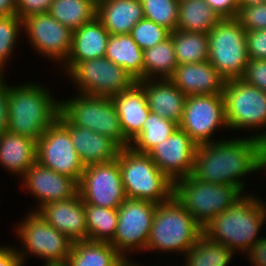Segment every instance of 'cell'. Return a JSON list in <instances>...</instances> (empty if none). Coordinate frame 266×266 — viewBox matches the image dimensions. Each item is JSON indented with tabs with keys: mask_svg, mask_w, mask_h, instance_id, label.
Wrapping results in <instances>:
<instances>
[{
	"mask_svg": "<svg viewBox=\"0 0 266 266\" xmlns=\"http://www.w3.org/2000/svg\"><path fill=\"white\" fill-rule=\"evenodd\" d=\"M266 169V136L261 139V170Z\"/></svg>",
	"mask_w": 266,
	"mask_h": 266,
	"instance_id": "48",
	"label": "cell"
},
{
	"mask_svg": "<svg viewBox=\"0 0 266 266\" xmlns=\"http://www.w3.org/2000/svg\"><path fill=\"white\" fill-rule=\"evenodd\" d=\"M197 144L179 127L166 140L147 154L157 167L174 183L192 175Z\"/></svg>",
	"mask_w": 266,
	"mask_h": 266,
	"instance_id": "17",
	"label": "cell"
},
{
	"mask_svg": "<svg viewBox=\"0 0 266 266\" xmlns=\"http://www.w3.org/2000/svg\"><path fill=\"white\" fill-rule=\"evenodd\" d=\"M205 2L223 18H236L239 0H205Z\"/></svg>",
	"mask_w": 266,
	"mask_h": 266,
	"instance_id": "43",
	"label": "cell"
},
{
	"mask_svg": "<svg viewBox=\"0 0 266 266\" xmlns=\"http://www.w3.org/2000/svg\"><path fill=\"white\" fill-rule=\"evenodd\" d=\"M109 36L110 33L97 17L74 30L71 50L64 62L66 72L80 61L105 57Z\"/></svg>",
	"mask_w": 266,
	"mask_h": 266,
	"instance_id": "23",
	"label": "cell"
},
{
	"mask_svg": "<svg viewBox=\"0 0 266 266\" xmlns=\"http://www.w3.org/2000/svg\"><path fill=\"white\" fill-rule=\"evenodd\" d=\"M242 195L232 185L199 181L192 175L174 182L173 197L191 213L202 228Z\"/></svg>",
	"mask_w": 266,
	"mask_h": 266,
	"instance_id": "7",
	"label": "cell"
},
{
	"mask_svg": "<svg viewBox=\"0 0 266 266\" xmlns=\"http://www.w3.org/2000/svg\"><path fill=\"white\" fill-rule=\"evenodd\" d=\"M124 137L131 142L142 130L151 112L143 88L136 82L130 89L112 97Z\"/></svg>",
	"mask_w": 266,
	"mask_h": 266,
	"instance_id": "24",
	"label": "cell"
},
{
	"mask_svg": "<svg viewBox=\"0 0 266 266\" xmlns=\"http://www.w3.org/2000/svg\"><path fill=\"white\" fill-rule=\"evenodd\" d=\"M145 19L162 25L171 32L177 29L179 0H141Z\"/></svg>",
	"mask_w": 266,
	"mask_h": 266,
	"instance_id": "36",
	"label": "cell"
},
{
	"mask_svg": "<svg viewBox=\"0 0 266 266\" xmlns=\"http://www.w3.org/2000/svg\"><path fill=\"white\" fill-rule=\"evenodd\" d=\"M60 113L75 126L109 137L121 149L130 146L112 97L81 93L65 102L60 101Z\"/></svg>",
	"mask_w": 266,
	"mask_h": 266,
	"instance_id": "6",
	"label": "cell"
},
{
	"mask_svg": "<svg viewBox=\"0 0 266 266\" xmlns=\"http://www.w3.org/2000/svg\"><path fill=\"white\" fill-rule=\"evenodd\" d=\"M236 19L246 31L266 29V3L240 6Z\"/></svg>",
	"mask_w": 266,
	"mask_h": 266,
	"instance_id": "39",
	"label": "cell"
},
{
	"mask_svg": "<svg viewBox=\"0 0 266 266\" xmlns=\"http://www.w3.org/2000/svg\"><path fill=\"white\" fill-rule=\"evenodd\" d=\"M208 61L225 80L242 77L249 57L246 30L236 18H223L208 32Z\"/></svg>",
	"mask_w": 266,
	"mask_h": 266,
	"instance_id": "8",
	"label": "cell"
},
{
	"mask_svg": "<svg viewBox=\"0 0 266 266\" xmlns=\"http://www.w3.org/2000/svg\"><path fill=\"white\" fill-rule=\"evenodd\" d=\"M170 33L166 27L144 18L132 28L130 35L136 44L145 50L167 39Z\"/></svg>",
	"mask_w": 266,
	"mask_h": 266,
	"instance_id": "38",
	"label": "cell"
},
{
	"mask_svg": "<svg viewBox=\"0 0 266 266\" xmlns=\"http://www.w3.org/2000/svg\"><path fill=\"white\" fill-rule=\"evenodd\" d=\"M35 211L71 241L88 240L84 202L78 193L67 200L47 203Z\"/></svg>",
	"mask_w": 266,
	"mask_h": 266,
	"instance_id": "19",
	"label": "cell"
},
{
	"mask_svg": "<svg viewBox=\"0 0 266 266\" xmlns=\"http://www.w3.org/2000/svg\"><path fill=\"white\" fill-rule=\"evenodd\" d=\"M24 262L15 248L0 246V266H23Z\"/></svg>",
	"mask_w": 266,
	"mask_h": 266,
	"instance_id": "46",
	"label": "cell"
},
{
	"mask_svg": "<svg viewBox=\"0 0 266 266\" xmlns=\"http://www.w3.org/2000/svg\"><path fill=\"white\" fill-rule=\"evenodd\" d=\"M120 266H139L138 264L136 265L134 262L132 263L129 261V259H126Z\"/></svg>",
	"mask_w": 266,
	"mask_h": 266,
	"instance_id": "51",
	"label": "cell"
},
{
	"mask_svg": "<svg viewBox=\"0 0 266 266\" xmlns=\"http://www.w3.org/2000/svg\"><path fill=\"white\" fill-rule=\"evenodd\" d=\"M23 185L39 199V208L51 202L67 200L78 193V182L68 175L34 163L22 176Z\"/></svg>",
	"mask_w": 266,
	"mask_h": 266,
	"instance_id": "18",
	"label": "cell"
},
{
	"mask_svg": "<svg viewBox=\"0 0 266 266\" xmlns=\"http://www.w3.org/2000/svg\"><path fill=\"white\" fill-rule=\"evenodd\" d=\"M0 75V134L8 131V86Z\"/></svg>",
	"mask_w": 266,
	"mask_h": 266,
	"instance_id": "44",
	"label": "cell"
},
{
	"mask_svg": "<svg viewBox=\"0 0 266 266\" xmlns=\"http://www.w3.org/2000/svg\"><path fill=\"white\" fill-rule=\"evenodd\" d=\"M126 259V257L121 256L112 266H120Z\"/></svg>",
	"mask_w": 266,
	"mask_h": 266,
	"instance_id": "52",
	"label": "cell"
},
{
	"mask_svg": "<svg viewBox=\"0 0 266 266\" xmlns=\"http://www.w3.org/2000/svg\"><path fill=\"white\" fill-rule=\"evenodd\" d=\"M105 57L124 68L136 81L143 80V50L130 34H110Z\"/></svg>",
	"mask_w": 266,
	"mask_h": 266,
	"instance_id": "27",
	"label": "cell"
},
{
	"mask_svg": "<svg viewBox=\"0 0 266 266\" xmlns=\"http://www.w3.org/2000/svg\"><path fill=\"white\" fill-rule=\"evenodd\" d=\"M223 98L228 129L266 127V93L242 79L226 80Z\"/></svg>",
	"mask_w": 266,
	"mask_h": 266,
	"instance_id": "10",
	"label": "cell"
},
{
	"mask_svg": "<svg viewBox=\"0 0 266 266\" xmlns=\"http://www.w3.org/2000/svg\"><path fill=\"white\" fill-rule=\"evenodd\" d=\"M38 83L8 86V131L38 140L57 119L60 102Z\"/></svg>",
	"mask_w": 266,
	"mask_h": 266,
	"instance_id": "2",
	"label": "cell"
},
{
	"mask_svg": "<svg viewBox=\"0 0 266 266\" xmlns=\"http://www.w3.org/2000/svg\"><path fill=\"white\" fill-rule=\"evenodd\" d=\"M96 17L112 35L130 34L145 18L141 0H97Z\"/></svg>",
	"mask_w": 266,
	"mask_h": 266,
	"instance_id": "25",
	"label": "cell"
},
{
	"mask_svg": "<svg viewBox=\"0 0 266 266\" xmlns=\"http://www.w3.org/2000/svg\"><path fill=\"white\" fill-rule=\"evenodd\" d=\"M88 228V240L111 242L114 238L118 209L104 208L91 204H84Z\"/></svg>",
	"mask_w": 266,
	"mask_h": 266,
	"instance_id": "35",
	"label": "cell"
},
{
	"mask_svg": "<svg viewBox=\"0 0 266 266\" xmlns=\"http://www.w3.org/2000/svg\"><path fill=\"white\" fill-rule=\"evenodd\" d=\"M266 136V131H263V133H259V135L258 134H256V138H258V139H262V138H264Z\"/></svg>",
	"mask_w": 266,
	"mask_h": 266,
	"instance_id": "53",
	"label": "cell"
},
{
	"mask_svg": "<svg viewBox=\"0 0 266 266\" xmlns=\"http://www.w3.org/2000/svg\"><path fill=\"white\" fill-rule=\"evenodd\" d=\"M228 129L223 94L187 96L179 128L197 144L214 142V131Z\"/></svg>",
	"mask_w": 266,
	"mask_h": 266,
	"instance_id": "14",
	"label": "cell"
},
{
	"mask_svg": "<svg viewBox=\"0 0 266 266\" xmlns=\"http://www.w3.org/2000/svg\"><path fill=\"white\" fill-rule=\"evenodd\" d=\"M79 93L113 97L130 89L137 81L106 57L78 62L68 73Z\"/></svg>",
	"mask_w": 266,
	"mask_h": 266,
	"instance_id": "9",
	"label": "cell"
},
{
	"mask_svg": "<svg viewBox=\"0 0 266 266\" xmlns=\"http://www.w3.org/2000/svg\"><path fill=\"white\" fill-rule=\"evenodd\" d=\"M137 83L144 90L150 111L179 125L187 96L170 79H147Z\"/></svg>",
	"mask_w": 266,
	"mask_h": 266,
	"instance_id": "22",
	"label": "cell"
},
{
	"mask_svg": "<svg viewBox=\"0 0 266 266\" xmlns=\"http://www.w3.org/2000/svg\"><path fill=\"white\" fill-rule=\"evenodd\" d=\"M202 227L175 198L157 204L146 250L185 253L202 236Z\"/></svg>",
	"mask_w": 266,
	"mask_h": 266,
	"instance_id": "4",
	"label": "cell"
},
{
	"mask_svg": "<svg viewBox=\"0 0 266 266\" xmlns=\"http://www.w3.org/2000/svg\"><path fill=\"white\" fill-rule=\"evenodd\" d=\"M17 15L16 0H0V16Z\"/></svg>",
	"mask_w": 266,
	"mask_h": 266,
	"instance_id": "47",
	"label": "cell"
},
{
	"mask_svg": "<svg viewBox=\"0 0 266 266\" xmlns=\"http://www.w3.org/2000/svg\"><path fill=\"white\" fill-rule=\"evenodd\" d=\"M240 79L266 93V59H249Z\"/></svg>",
	"mask_w": 266,
	"mask_h": 266,
	"instance_id": "40",
	"label": "cell"
},
{
	"mask_svg": "<svg viewBox=\"0 0 266 266\" xmlns=\"http://www.w3.org/2000/svg\"><path fill=\"white\" fill-rule=\"evenodd\" d=\"M170 35L177 64L201 63L208 60V34L176 29Z\"/></svg>",
	"mask_w": 266,
	"mask_h": 266,
	"instance_id": "32",
	"label": "cell"
},
{
	"mask_svg": "<svg viewBox=\"0 0 266 266\" xmlns=\"http://www.w3.org/2000/svg\"><path fill=\"white\" fill-rule=\"evenodd\" d=\"M117 160L127 198L160 204L173 197L174 183L146 153L120 149Z\"/></svg>",
	"mask_w": 266,
	"mask_h": 266,
	"instance_id": "5",
	"label": "cell"
},
{
	"mask_svg": "<svg viewBox=\"0 0 266 266\" xmlns=\"http://www.w3.org/2000/svg\"><path fill=\"white\" fill-rule=\"evenodd\" d=\"M221 19L205 0H179L177 30L208 34Z\"/></svg>",
	"mask_w": 266,
	"mask_h": 266,
	"instance_id": "28",
	"label": "cell"
},
{
	"mask_svg": "<svg viewBox=\"0 0 266 266\" xmlns=\"http://www.w3.org/2000/svg\"><path fill=\"white\" fill-rule=\"evenodd\" d=\"M249 59H266V29L246 31Z\"/></svg>",
	"mask_w": 266,
	"mask_h": 266,
	"instance_id": "41",
	"label": "cell"
},
{
	"mask_svg": "<svg viewBox=\"0 0 266 266\" xmlns=\"http://www.w3.org/2000/svg\"><path fill=\"white\" fill-rule=\"evenodd\" d=\"M260 169L261 139L252 135L198 145L192 176L199 181L232 185L244 195L245 184L240 179Z\"/></svg>",
	"mask_w": 266,
	"mask_h": 266,
	"instance_id": "1",
	"label": "cell"
},
{
	"mask_svg": "<svg viewBox=\"0 0 266 266\" xmlns=\"http://www.w3.org/2000/svg\"><path fill=\"white\" fill-rule=\"evenodd\" d=\"M31 212L17 226L18 237L26 248L17 251L23 261L29 252L45 259V263L67 261L73 241L50 225L37 211Z\"/></svg>",
	"mask_w": 266,
	"mask_h": 266,
	"instance_id": "11",
	"label": "cell"
},
{
	"mask_svg": "<svg viewBox=\"0 0 266 266\" xmlns=\"http://www.w3.org/2000/svg\"><path fill=\"white\" fill-rule=\"evenodd\" d=\"M265 220L261 200L255 195L245 194L202 230L207 239L223 243L235 253L236 250L248 253L262 238L257 235Z\"/></svg>",
	"mask_w": 266,
	"mask_h": 266,
	"instance_id": "3",
	"label": "cell"
},
{
	"mask_svg": "<svg viewBox=\"0 0 266 266\" xmlns=\"http://www.w3.org/2000/svg\"><path fill=\"white\" fill-rule=\"evenodd\" d=\"M37 162L77 182L85 168L74 149L69 130L58 119L37 140Z\"/></svg>",
	"mask_w": 266,
	"mask_h": 266,
	"instance_id": "15",
	"label": "cell"
},
{
	"mask_svg": "<svg viewBox=\"0 0 266 266\" xmlns=\"http://www.w3.org/2000/svg\"><path fill=\"white\" fill-rule=\"evenodd\" d=\"M58 120L69 130L74 149L82 164H102L117 159L120 147L109 137L71 124L61 113Z\"/></svg>",
	"mask_w": 266,
	"mask_h": 266,
	"instance_id": "20",
	"label": "cell"
},
{
	"mask_svg": "<svg viewBox=\"0 0 266 266\" xmlns=\"http://www.w3.org/2000/svg\"><path fill=\"white\" fill-rule=\"evenodd\" d=\"M53 0H16V13L21 19L33 14L48 13Z\"/></svg>",
	"mask_w": 266,
	"mask_h": 266,
	"instance_id": "42",
	"label": "cell"
},
{
	"mask_svg": "<svg viewBox=\"0 0 266 266\" xmlns=\"http://www.w3.org/2000/svg\"><path fill=\"white\" fill-rule=\"evenodd\" d=\"M178 127L177 123L150 112L141 132L130 142L129 147L136 152L147 154L154 146L172 135Z\"/></svg>",
	"mask_w": 266,
	"mask_h": 266,
	"instance_id": "34",
	"label": "cell"
},
{
	"mask_svg": "<svg viewBox=\"0 0 266 266\" xmlns=\"http://www.w3.org/2000/svg\"><path fill=\"white\" fill-rule=\"evenodd\" d=\"M78 194L84 204L118 209L127 199L118 160L86 166Z\"/></svg>",
	"mask_w": 266,
	"mask_h": 266,
	"instance_id": "13",
	"label": "cell"
},
{
	"mask_svg": "<svg viewBox=\"0 0 266 266\" xmlns=\"http://www.w3.org/2000/svg\"><path fill=\"white\" fill-rule=\"evenodd\" d=\"M266 3V0H239L240 6H249L254 4Z\"/></svg>",
	"mask_w": 266,
	"mask_h": 266,
	"instance_id": "49",
	"label": "cell"
},
{
	"mask_svg": "<svg viewBox=\"0 0 266 266\" xmlns=\"http://www.w3.org/2000/svg\"><path fill=\"white\" fill-rule=\"evenodd\" d=\"M186 96L223 94L226 80L207 60L178 64L170 78Z\"/></svg>",
	"mask_w": 266,
	"mask_h": 266,
	"instance_id": "21",
	"label": "cell"
},
{
	"mask_svg": "<svg viewBox=\"0 0 266 266\" xmlns=\"http://www.w3.org/2000/svg\"><path fill=\"white\" fill-rule=\"evenodd\" d=\"M48 13L74 31L96 17L97 0H53Z\"/></svg>",
	"mask_w": 266,
	"mask_h": 266,
	"instance_id": "31",
	"label": "cell"
},
{
	"mask_svg": "<svg viewBox=\"0 0 266 266\" xmlns=\"http://www.w3.org/2000/svg\"><path fill=\"white\" fill-rule=\"evenodd\" d=\"M120 257L110 242L82 240L73 242L67 262L69 266H112Z\"/></svg>",
	"mask_w": 266,
	"mask_h": 266,
	"instance_id": "29",
	"label": "cell"
},
{
	"mask_svg": "<svg viewBox=\"0 0 266 266\" xmlns=\"http://www.w3.org/2000/svg\"><path fill=\"white\" fill-rule=\"evenodd\" d=\"M247 257L254 266H266V237H262L251 247Z\"/></svg>",
	"mask_w": 266,
	"mask_h": 266,
	"instance_id": "45",
	"label": "cell"
},
{
	"mask_svg": "<svg viewBox=\"0 0 266 266\" xmlns=\"http://www.w3.org/2000/svg\"><path fill=\"white\" fill-rule=\"evenodd\" d=\"M263 200H261V204H262V207H263V213H264V217L266 219V205L262 202Z\"/></svg>",
	"mask_w": 266,
	"mask_h": 266,
	"instance_id": "54",
	"label": "cell"
},
{
	"mask_svg": "<svg viewBox=\"0 0 266 266\" xmlns=\"http://www.w3.org/2000/svg\"><path fill=\"white\" fill-rule=\"evenodd\" d=\"M36 162V140L9 131L0 134V164L9 172L23 176Z\"/></svg>",
	"mask_w": 266,
	"mask_h": 266,
	"instance_id": "26",
	"label": "cell"
},
{
	"mask_svg": "<svg viewBox=\"0 0 266 266\" xmlns=\"http://www.w3.org/2000/svg\"><path fill=\"white\" fill-rule=\"evenodd\" d=\"M45 266H69V264L67 261H63V262L45 263Z\"/></svg>",
	"mask_w": 266,
	"mask_h": 266,
	"instance_id": "50",
	"label": "cell"
},
{
	"mask_svg": "<svg viewBox=\"0 0 266 266\" xmlns=\"http://www.w3.org/2000/svg\"><path fill=\"white\" fill-rule=\"evenodd\" d=\"M156 207L152 201L127 198L118 208L117 228L110 244L122 257L132 250L146 251Z\"/></svg>",
	"mask_w": 266,
	"mask_h": 266,
	"instance_id": "12",
	"label": "cell"
},
{
	"mask_svg": "<svg viewBox=\"0 0 266 266\" xmlns=\"http://www.w3.org/2000/svg\"><path fill=\"white\" fill-rule=\"evenodd\" d=\"M177 65L171 35L159 44L143 50V80L159 76L160 79H170Z\"/></svg>",
	"mask_w": 266,
	"mask_h": 266,
	"instance_id": "30",
	"label": "cell"
},
{
	"mask_svg": "<svg viewBox=\"0 0 266 266\" xmlns=\"http://www.w3.org/2000/svg\"><path fill=\"white\" fill-rule=\"evenodd\" d=\"M27 34L35 51L57 61H66L72 44L73 31L59 23L49 13L33 14L22 19V31Z\"/></svg>",
	"mask_w": 266,
	"mask_h": 266,
	"instance_id": "16",
	"label": "cell"
},
{
	"mask_svg": "<svg viewBox=\"0 0 266 266\" xmlns=\"http://www.w3.org/2000/svg\"><path fill=\"white\" fill-rule=\"evenodd\" d=\"M234 252L223 243L207 239L203 234L185 253V266H227Z\"/></svg>",
	"mask_w": 266,
	"mask_h": 266,
	"instance_id": "33",
	"label": "cell"
},
{
	"mask_svg": "<svg viewBox=\"0 0 266 266\" xmlns=\"http://www.w3.org/2000/svg\"><path fill=\"white\" fill-rule=\"evenodd\" d=\"M21 29L22 19L17 15L0 16V75H4V65L13 53Z\"/></svg>",
	"mask_w": 266,
	"mask_h": 266,
	"instance_id": "37",
	"label": "cell"
}]
</instances>
